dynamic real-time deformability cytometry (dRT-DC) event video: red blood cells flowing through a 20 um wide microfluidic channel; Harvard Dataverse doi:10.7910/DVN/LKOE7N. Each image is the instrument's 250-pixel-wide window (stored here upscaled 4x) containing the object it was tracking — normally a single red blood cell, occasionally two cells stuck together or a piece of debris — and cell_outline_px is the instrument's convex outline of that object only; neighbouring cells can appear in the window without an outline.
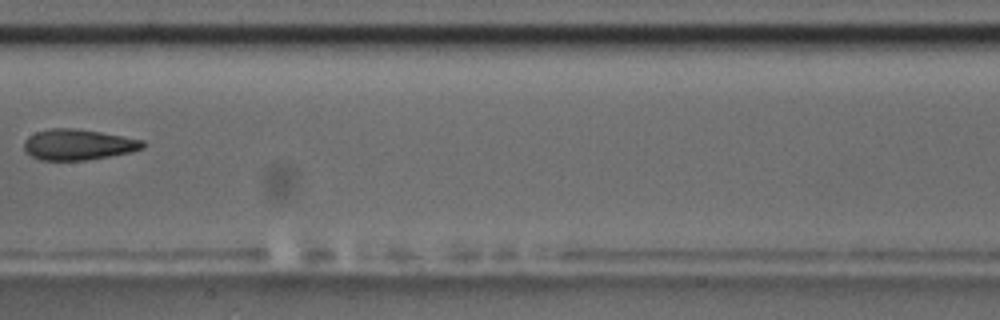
{"species": "common noctule bat (a hibernating species)", "species_latin": "Nyctalus noctula", "temperature_condition": "room temperature", "stored_images_in_passage": 9, "camera_frame_rate_fps": 3000, "um_per_image_px": 0.085, "animal": {"sex": "male", "body_mass_g": 17.5, "forearm_length_mm": 52.3}, "frame": {"image": 1, "passage_image": 9, "time_ms": 9.333, "image_size_px": [1000, 320], "cell_outline_px": [[144, 148], [128, 152], [108, 156], [84, 160], [40, 160], [32, 156], [24, 148], [24, 140], [28, 136], [36, 132], [52, 128], [76, 128], [100, 132], [144, 140]], "centroid_in_image_um": [6.62, 12.28], "position_along_channel_um": 200.8, "area_um2": 21.04}}